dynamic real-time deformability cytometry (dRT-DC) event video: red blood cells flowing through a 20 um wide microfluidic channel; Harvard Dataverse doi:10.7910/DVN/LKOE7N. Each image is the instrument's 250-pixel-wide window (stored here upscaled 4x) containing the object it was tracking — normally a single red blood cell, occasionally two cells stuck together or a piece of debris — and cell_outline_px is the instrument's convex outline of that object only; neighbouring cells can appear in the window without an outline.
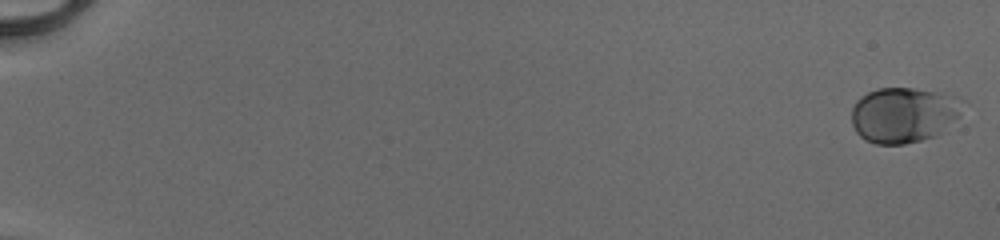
{"species": "human", "species_latin": "Homo sapiens", "temperature_condition": "cold", "stored_images_in_passage": 53, "camera_frame_rate_fps": 3000, "um_per_image_px": 0.085, "donor": {"sex": "male"}, "frame": {"image": 1, "passage_image": 1, "time_ms": 0.0, "image_size_px": [1000, 240], "cell_outline_px": [[968, 104], [960, 116], [944, 132], [936, 136], [904, 144], [876, 144], [864, 140], [856, 132], [852, 124], [852, 108], [856, 100], [860, 96], [868, 92], [880, 88], [912, 88], [960, 96]], "centroid_in_image_um": [76.88, 9.76], "position_along_channel_um": 8.1, "area_um2": 36.7}}
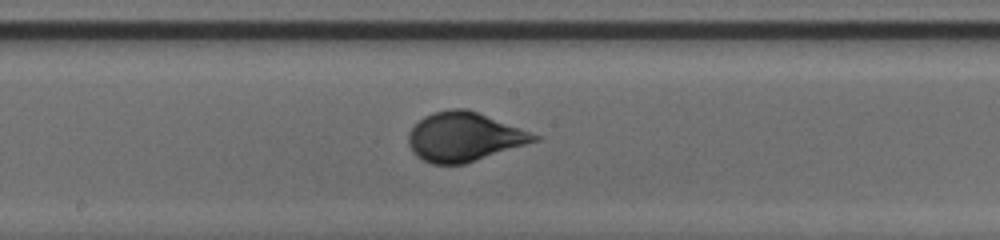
{"frame": {"image": 2, "passage_image": 31, "time_ms": 10.0, "image_size_px": [1000, 240], "cell_outline_px": [[544, 136], [540, 140], [464, 164], [432, 164], [416, 156], [412, 152], [408, 144], [408, 132], [424, 116], [432, 112], [452, 108], [468, 108]], "centroid_in_image_um": [39.48, 11.62], "position_along_channel_um": 208.7, "area_um2": 36.3}}
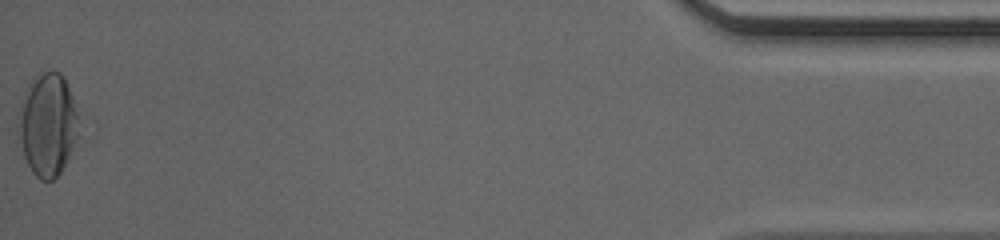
{"frame": {"image": 3, "passage_image": 53, "time_ms": 17.333, "image_size_px": [1000, 240], "cell_outline_px": [[76, 136], [72, 152], [60, 172], [52, 180], [40, 180], [32, 172], [24, 156], [16, 132], [16, 128], [24, 92], [32, 76], [40, 68], [52, 68], [60, 72], [72, 96], [76, 112]], "centroid_in_image_um": [3.99, 10.52], "position_along_channel_um": 431.2, "area_um2": 36.36}, "authors_computed_cell_mechanics": {"area_um2": 34.0442, "velocity_mm_per_s": 4.114, "shape_relaxation_time_tau1_ms": 3.7579, "shape_relaxation_time_tau2_ms": null, "deformation_change_tau1": 0.1572, "deformation_change_tau2": null}}